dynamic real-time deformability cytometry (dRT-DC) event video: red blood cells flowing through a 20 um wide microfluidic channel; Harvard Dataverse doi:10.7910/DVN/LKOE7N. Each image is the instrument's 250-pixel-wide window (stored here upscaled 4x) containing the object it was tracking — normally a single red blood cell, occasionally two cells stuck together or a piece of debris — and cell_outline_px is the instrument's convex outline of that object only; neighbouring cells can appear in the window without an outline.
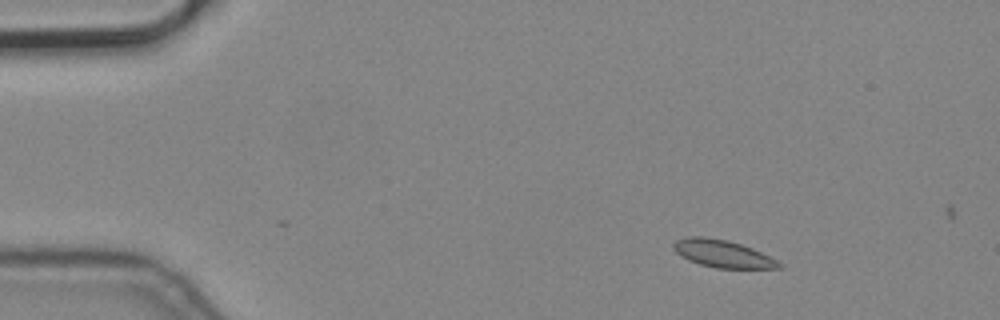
{"species": "common noctule bat (a hibernating species)", "species_latin": "Nyctalus noctula", "temperature_condition": "cold", "stored_images_in_passage": 4, "camera_frame_rate_fps": 3000, "um_per_image_px": 0.085, "animal": {"sex": "male", "body_mass_g": 19.2, "forearm_length_mm": 51.8}, "frame": {"image": 1, "passage_image": 2, "time_ms": 0.333, "image_size_px": [1000, 320], "cell_outline_px": [[784, 268], [716, 268], [700, 264], [688, 260], [680, 256], [672, 248], [672, 244], [676, 240], [688, 236], [704, 236], [728, 240], [752, 248], [784, 264]], "centroid_in_image_um": [61.4, 21.56], "position_along_channel_um": 23.6, "area_um2": 16.94}}